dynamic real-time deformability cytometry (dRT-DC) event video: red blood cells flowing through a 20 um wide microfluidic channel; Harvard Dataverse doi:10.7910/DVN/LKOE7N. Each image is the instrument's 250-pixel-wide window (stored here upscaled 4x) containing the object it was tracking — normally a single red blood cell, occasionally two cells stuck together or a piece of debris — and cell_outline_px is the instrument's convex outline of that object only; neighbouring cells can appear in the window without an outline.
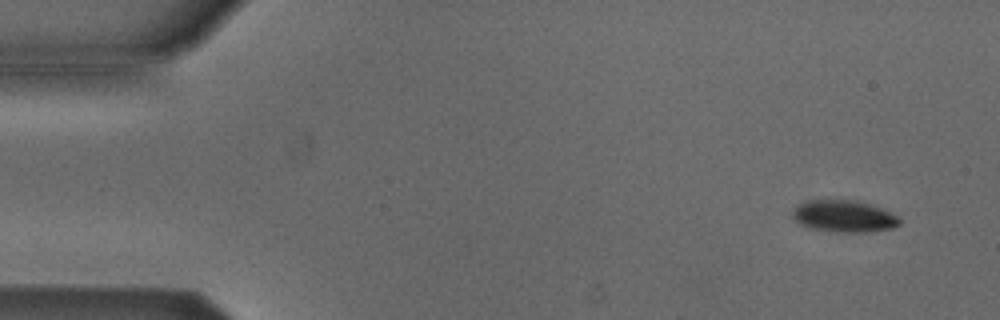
{"species": "Egyptian fruit bat (a non-hibernating species)", "species_latin": "Rousettus aegyptiacus", "temperature_condition": "cold", "stored_images_in_passage": 4, "camera_frame_rate_fps": 3000, "um_per_image_px": 0.085, "animal": {"sex": "male"}, "frame": {"image": 1, "passage_image": 1, "time_ms": 0.0, "image_size_px": [1000, 320], "cell_outline_px": [[900, 224], [892, 228], [864, 232], [836, 232], [812, 228], [800, 224], [792, 216], [792, 212], [800, 204], [808, 200], [860, 200], [872, 204], [896, 216], [900, 220]], "centroid_in_image_um": [71.74, 18.37], "position_along_channel_um": 13.3, "area_um2": 19.65}}
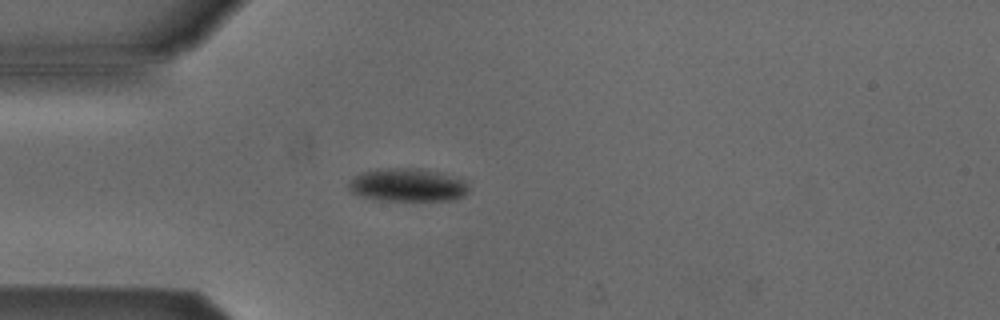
{"frame": {"image": 2, "passage_image": 4, "time_ms": 3.667, "image_size_px": [1000, 320], "cell_outline_px": [[468, 192], [464, 196], [452, 200], [380, 200], [364, 196], [352, 192], [348, 188], [348, 180], [352, 176], [360, 172], [376, 168], [420, 168], [436, 172], [464, 180], [468, 184]], "centroid_in_image_um": [34.6, 15.71], "position_along_channel_um": 50.4, "area_um2": 23.24}}